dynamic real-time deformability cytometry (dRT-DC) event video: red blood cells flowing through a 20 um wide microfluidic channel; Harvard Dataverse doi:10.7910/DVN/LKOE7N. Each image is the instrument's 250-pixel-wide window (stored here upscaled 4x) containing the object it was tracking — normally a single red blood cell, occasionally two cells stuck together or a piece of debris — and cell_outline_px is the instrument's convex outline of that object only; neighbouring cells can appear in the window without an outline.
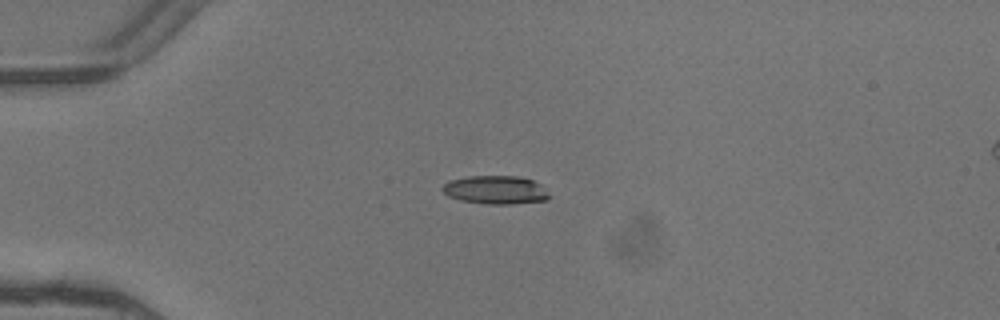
{"species": "common noctule bat (a hibernating species)", "species_latin": "Nyctalus noctula", "temperature_condition": "warm", "stored_images_in_passage": 6, "camera_frame_rate_fps": 3000, "um_per_image_px": 0.085, "animal": {"sex": "female"}, "frame": {"image": 1, "passage_image": 6, "time_ms": 1.667, "image_size_px": [1000, 320], "cell_outline_px": [[552, 196], [548, 200], [512, 204], [488, 204], [460, 200], [448, 196], [440, 188], [448, 180], [468, 176], [520, 176], [532, 180], [540, 184]], "centroid_in_image_um": [42.13, 16.14], "position_along_channel_um": 42.9, "area_um2": 17.86}}